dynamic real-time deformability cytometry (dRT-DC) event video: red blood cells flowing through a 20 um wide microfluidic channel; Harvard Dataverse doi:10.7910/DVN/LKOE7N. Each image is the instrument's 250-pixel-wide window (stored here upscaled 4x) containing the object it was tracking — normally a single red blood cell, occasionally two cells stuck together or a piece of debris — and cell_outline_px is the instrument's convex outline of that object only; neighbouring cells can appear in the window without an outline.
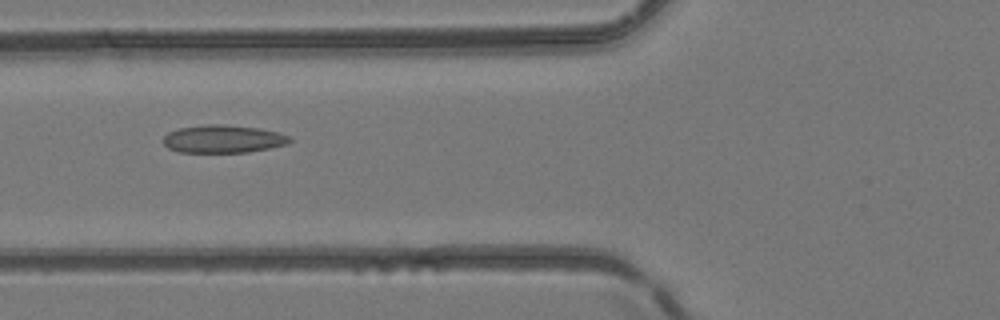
{"species": "common noctule bat (a hibernating species)", "species_latin": "Nyctalus noctula", "temperature_condition": "room temperature", "stored_images_in_passage": 4, "camera_frame_rate_fps": 3000, "um_per_image_px": 0.085, "animal": {"sex": "female", "body_mass_g": 24.6, "forearm_length_mm": 56.2}, "frame": {"image": 1, "passage_image": 3, "time_ms": 0.667, "image_size_px": [1000, 320], "cell_outline_px": [[292, 140], [288, 144], [248, 152], [180, 152], [168, 148], [164, 144], [164, 136], [168, 132], [180, 128], [208, 124], [224, 124], [260, 128], [292, 136]], "centroid_in_image_um": [18.99, 11.8], "position_along_channel_um": 106.8, "area_um2": 20.52}}
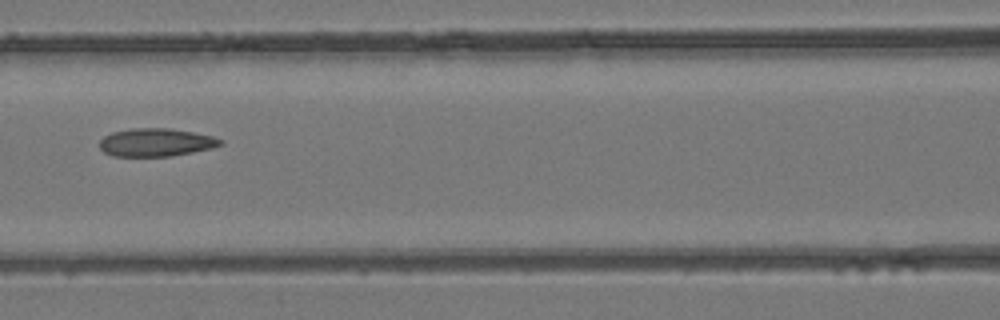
{"frame": {"image": 2, "passage_image": 4, "time_ms": 1.0, "image_size_px": [1000, 320], "cell_outline_px": [[224, 144], [212, 148], [172, 156], [112, 156], [104, 152], [100, 148], [100, 140], [104, 136], [112, 132], [132, 128], [172, 128], [212, 136], [224, 140]], "centroid_in_image_um": [13.27, 12.1], "position_along_channel_um": 153.3, "area_um2": 19.83}}